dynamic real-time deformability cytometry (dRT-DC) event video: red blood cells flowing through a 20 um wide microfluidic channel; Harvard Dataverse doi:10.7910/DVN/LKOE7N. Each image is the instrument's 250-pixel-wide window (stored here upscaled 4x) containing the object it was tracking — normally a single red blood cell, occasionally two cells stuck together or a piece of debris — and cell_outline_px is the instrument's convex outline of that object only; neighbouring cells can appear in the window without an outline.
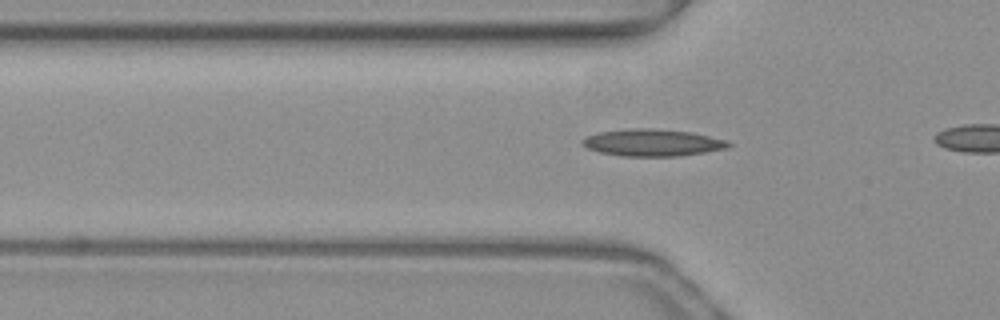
{"species": "common noctule bat (a hibernating species)", "species_latin": "Nyctalus noctula", "temperature_condition": "warm", "stored_images_in_passage": 15, "camera_frame_rate_fps": 3000, "um_per_image_px": 0.085, "animal": {"sex": "female", "body_mass_g": 19.3, "forearm_length_mm": 54.1}, "frame": {"image": 1, "passage_image": 13, "time_ms": 4.0, "image_size_px": [1000, 320], "cell_outline_px": [[732, 144], [728, 148], [704, 152], [676, 156], [620, 156], [600, 152], [588, 148], [580, 144], [580, 140], [584, 136], [600, 132], [628, 128], [648, 128], [688, 132], [708, 136], [724, 140]], "centroid_in_image_um": [55.37, 12.12], "position_along_channel_um": 70.4, "area_um2": 22.83}}